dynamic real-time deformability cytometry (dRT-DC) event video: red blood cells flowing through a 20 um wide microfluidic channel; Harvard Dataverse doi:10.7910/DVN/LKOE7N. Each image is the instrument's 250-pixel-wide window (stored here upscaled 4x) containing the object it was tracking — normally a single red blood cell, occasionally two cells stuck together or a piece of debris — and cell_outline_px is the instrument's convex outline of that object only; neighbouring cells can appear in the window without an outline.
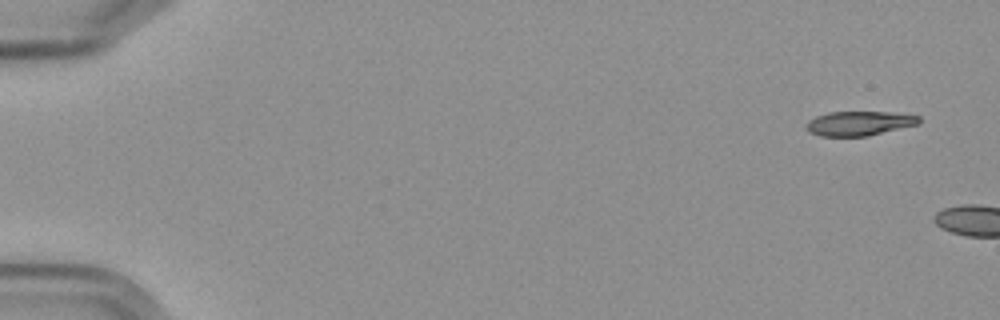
{"species": "Egyptian fruit bat (a non-hibernating species)", "species_latin": "Rousettus aegyptiacus", "temperature_condition": "cold", "stored_images_in_passage": 2, "camera_frame_rate_fps": 3000, "um_per_image_px": 0.085, "frame": {"image": 1, "passage_image": 1, "time_ms": 0.0, "image_size_px": [1000, 320], "cell_outline_px": [[920, 124], [868, 136], [820, 136], [808, 132], [804, 124], [808, 120], [816, 116], [828, 112], [892, 112], [920, 116]], "centroid_in_image_um": [73.02, 10.49], "position_along_channel_um": 12.0, "area_um2": 16.24}}